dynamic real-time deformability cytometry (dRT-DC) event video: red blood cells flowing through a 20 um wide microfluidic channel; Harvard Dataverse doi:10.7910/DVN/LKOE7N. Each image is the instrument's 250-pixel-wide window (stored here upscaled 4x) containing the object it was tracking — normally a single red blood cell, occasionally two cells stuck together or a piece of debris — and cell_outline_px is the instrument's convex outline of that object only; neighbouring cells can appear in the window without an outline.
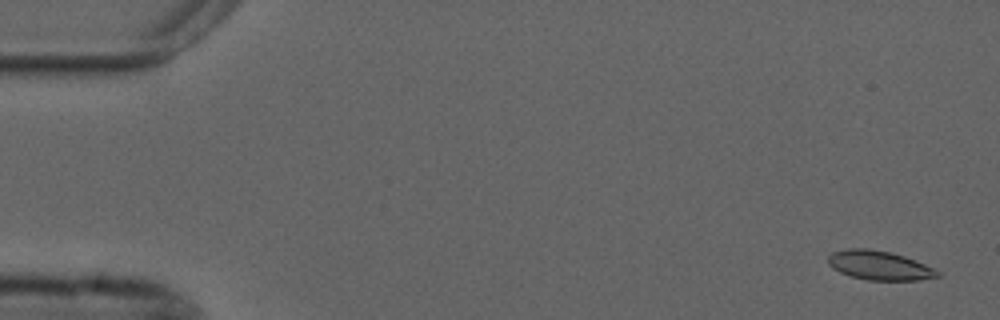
{"species": "common noctule bat (a hibernating species)", "species_latin": "Nyctalus noctula", "temperature_condition": "cold", "stored_images_in_passage": 55, "camera_frame_rate_fps": 3000, "um_per_image_px": 0.085, "animal": {"sex": "male", "forearm_length_mm": 52.5}, "frame": {"image": 1, "passage_image": 2, "time_ms": 0.333, "image_size_px": [1000, 320], "cell_outline_px": [[940, 276], [920, 280], [868, 280], [852, 276], [840, 272], [832, 268], [828, 264], [828, 256], [832, 252], [848, 248], [868, 248], [888, 252], [904, 256], [916, 260], [940, 272]], "centroid_in_image_um": [74.72, 22.55], "position_along_channel_um": 10.3, "area_um2": 18.5}}
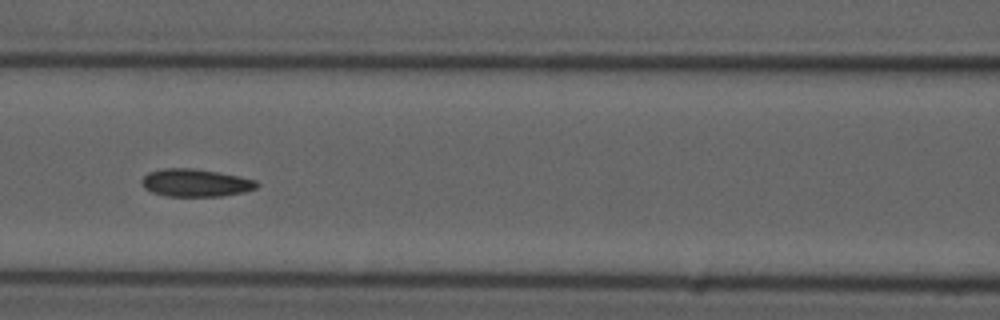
{"frame": {"image": 2, "passage_image": 24, "time_ms": 7.667, "image_size_px": [1000, 320], "cell_outline_px": [[260, 184], [256, 188], [244, 192], [220, 196], [168, 196], [152, 192], [144, 188], [140, 184], [140, 180], [148, 172], [164, 168], [192, 168], [240, 176], [256, 180]], "centroid_in_image_um": [16.6, 15.54], "position_along_channel_um": 150.0, "area_um2": 18.61}}
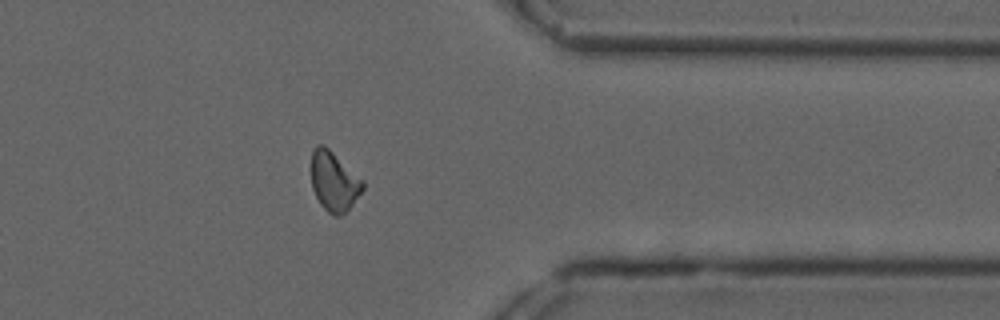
{"frame": {"image": 3, "passage_image": 44, "time_ms": 14.333, "image_size_px": [1000, 320], "cell_outline_px": [[364, 188], [352, 204], [340, 216], [332, 216], [320, 204], [312, 188], [312, 152], [316, 144], [324, 144], [364, 180]], "centroid_in_image_um": [28.39, 15.4], "position_along_channel_um": 383.0, "area_um2": 17.8}, "authors_computed_cell_mechanics": {"area_um2": 18.2648, "velocity_mm_per_s": 3.6838, "shape_relaxation_time_tau1_ms": null, "shape_relaxation_time_tau2_ms": 4.1455, "deformation_change_tau1": null, "deformation_change_tau2": 0.0934}}